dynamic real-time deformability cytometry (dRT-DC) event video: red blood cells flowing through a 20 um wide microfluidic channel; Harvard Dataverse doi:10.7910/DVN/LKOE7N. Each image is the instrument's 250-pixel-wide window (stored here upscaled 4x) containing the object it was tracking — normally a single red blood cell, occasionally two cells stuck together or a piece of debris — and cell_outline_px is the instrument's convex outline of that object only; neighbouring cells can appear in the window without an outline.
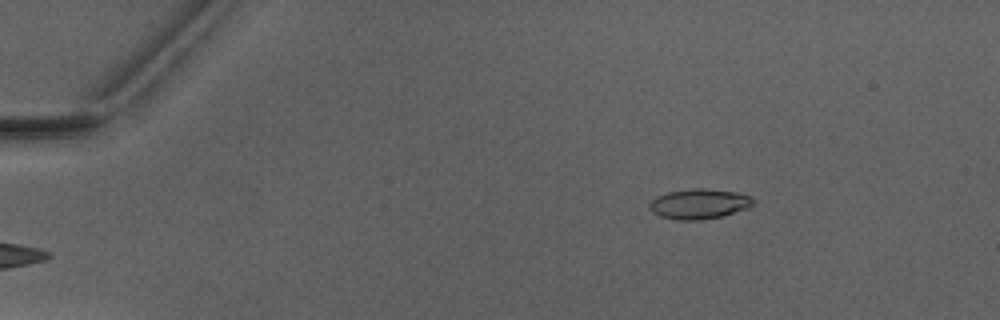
{"species": "Egyptian fruit bat (a non-hibernating species)", "species_latin": "Rousettus aegyptiacus", "temperature_condition": "warm", "stored_images_in_passage": 3, "camera_frame_rate_fps": 3000, "um_per_image_px": 0.085, "animal": {"sex": "male"}, "frame": {"image": 1, "passage_image": 3, "time_ms": 2.667, "image_size_px": [1000, 320], "cell_outline_px": [[756, 200], [748, 208], [720, 216], [700, 220], [680, 220], [660, 216], [652, 212], [648, 208], [648, 204], [656, 196], [668, 192], [696, 188], [704, 188], [740, 192], [752, 196]], "centroid_in_image_um": [59.44, 17.32], "position_along_channel_um": 25.6, "area_um2": 18.26}}